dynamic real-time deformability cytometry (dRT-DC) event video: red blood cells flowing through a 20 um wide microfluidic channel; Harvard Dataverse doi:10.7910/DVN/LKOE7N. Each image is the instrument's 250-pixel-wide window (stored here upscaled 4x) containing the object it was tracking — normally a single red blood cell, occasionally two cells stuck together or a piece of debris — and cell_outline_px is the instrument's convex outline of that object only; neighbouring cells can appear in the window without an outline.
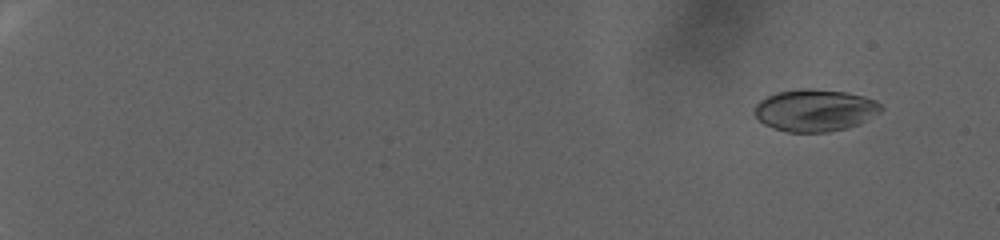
{"species": "human", "species_latin": "Homo sapiens", "temperature_condition": "warm", "stored_images_in_passage": 13, "camera_frame_rate_fps": 3000, "um_per_image_px": 0.085, "donor": {"sex": "female"}, "frame": {"image": 1, "passage_image": 10, "time_ms": 3.0, "image_size_px": [1000, 240], "cell_outline_px": [[884, 108], [880, 112], [860, 124], [848, 128], [828, 132], [784, 132], [772, 128], [764, 124], [752, 112], [756, 104], [760, 100], [776, 92], [800, 88], [812, 88], [848, 92], [864, 96], [876, 100]], "centroid_in_image_um": [69.27, 9.37], "position_along_channel_um": 15.7, "area_um2": 31.5}}